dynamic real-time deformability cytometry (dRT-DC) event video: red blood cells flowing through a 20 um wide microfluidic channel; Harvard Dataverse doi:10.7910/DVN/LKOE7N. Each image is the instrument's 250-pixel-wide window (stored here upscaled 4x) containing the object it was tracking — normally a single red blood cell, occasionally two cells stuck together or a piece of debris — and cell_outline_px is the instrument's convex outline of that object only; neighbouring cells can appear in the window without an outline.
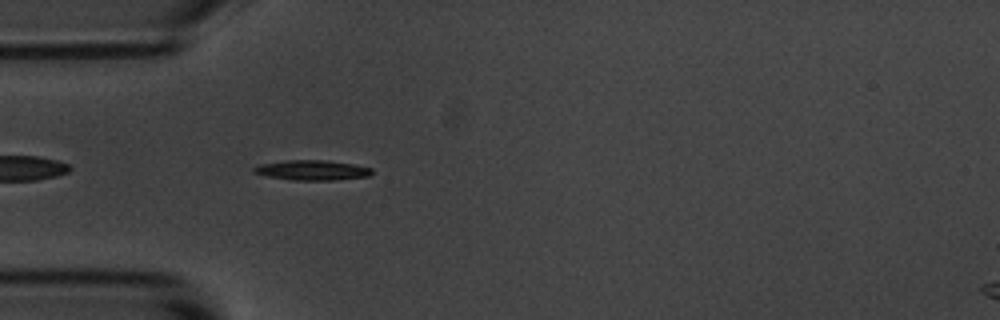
{"species": "common noctule bat (a hibernating species)", "species_latin": "Nyctalus noctula", "temperature_condition": "room temperature", "stored_images_in_passage": 4, "camera_frame_rate_fps": 3000, "um_per_image_px": 0.085, "animal": {"sex": "male", "body_mass_g": 20.1, "forearm_length_mm": 53.5}, "frame": {"image": 1, "passage_image": 4, "time_ms": 4.333, "image_size_px": [1000, 320], "cell_outline_px": [[372, 172], [368, 176], [332, 180], [292, 180], [268, 176], [252, 172], [252, 168], [256, 164], [284, 160], [328, 160], [352, 164], [372, 168]], "centroid_in_image_um": [26.46, 14.45], "position_along_channel_um": 58.5, "area_um2": 13.81}}